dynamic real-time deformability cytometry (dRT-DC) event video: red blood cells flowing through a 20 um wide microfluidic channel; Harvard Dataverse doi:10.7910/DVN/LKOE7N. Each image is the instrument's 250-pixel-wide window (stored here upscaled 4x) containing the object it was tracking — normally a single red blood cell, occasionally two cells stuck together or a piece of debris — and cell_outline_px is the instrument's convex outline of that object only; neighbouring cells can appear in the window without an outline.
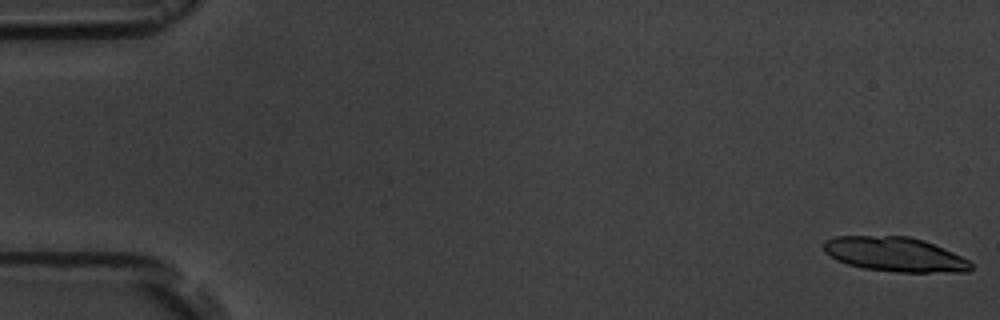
{"species": "common noctule bat (a hibernating species)", "species_latin": "Nyctalus noctula", "temperature_condition": "room temperature", "stored_images_in_passage": 1, "camera_frame_rate_fps": 3000, "um_per_image_px": 0.085, "animal": {"sex": "male", "body_mass_g": 19.5, "forearm_length_mm": 54.6}, "frame": {"image": 1, "passage_image": 1, "time_ms": 0.0, "image_size_px": [1000, 320], "cell_outline_px": [[972, 268], [968, 272], [896, 272], [864, 268], [848, 264], [836, 260], [828, 256], [824, 252], [824, 240], [836, 236], [908, 236], [924, 240], [944, 248], [968, 260], [972, 264]], "centroid_in_image_um": [76.05, 21.62], "position_along_channel_um": 9.0, "area_um2": 29.65}}